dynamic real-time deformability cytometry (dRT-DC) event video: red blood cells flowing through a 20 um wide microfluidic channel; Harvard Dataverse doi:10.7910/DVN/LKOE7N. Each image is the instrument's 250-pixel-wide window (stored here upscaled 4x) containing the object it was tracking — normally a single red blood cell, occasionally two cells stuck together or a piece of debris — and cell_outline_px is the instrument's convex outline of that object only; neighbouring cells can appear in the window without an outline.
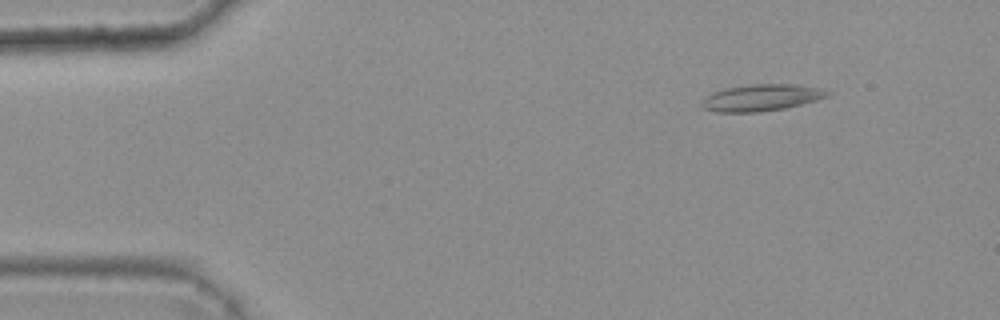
{"species": "common noctule bat (a hibernating species)", "species_latin": "Nyctalus noctula", "temperature_condition": "warm", "stored_images_in_passage": 4, "camera_frame_rate_fps": 3000, "um_per_image_px": 0.085, "animal": {"sex": "female", "body_mass_g": 25.1}, "frame": {"image": 1, "passage_image": 2, "time_ms": 0.333, "image_size_px": [1000, 320], "cell_outline_px": [[832, 92], [828, 96], [816, 100], [784, 108], [756, 112], [716, 112], [704, 108], [700, 104], [712, 92], [724, 88], [752, 84], [792, 84], [820, 88]], "centroid_in_image_um": [64.72, 8.29], "position_along_channel_um": 20.3, "area_um2": 19.31}}
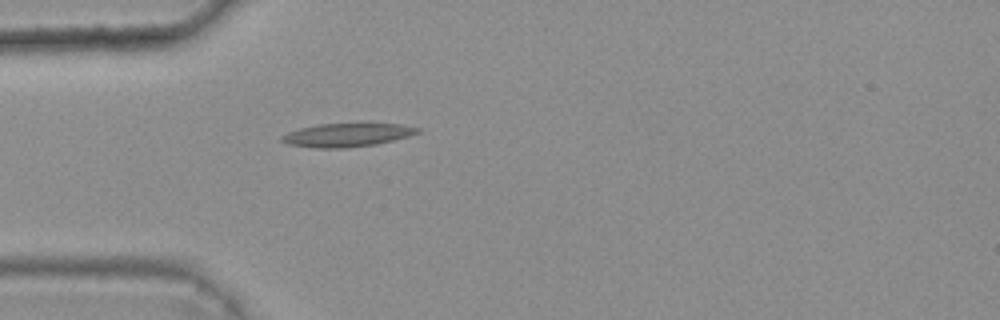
{"frame": {"image": 2, "passage_image": 4, "time_ms": 1.0, "image_size_px": [1000, 320], "cell_outline_px": [[420, 132], [408, 136], [376, 144], [344, 148], [316, 148], [288, 144], [280, 140], [280, 136], [288, 132], [300, 128], [320, 124], [400, 124], [420, 128]], "centroid_in_image_um": [29.47, 11.48], "position_along_channel_um": 55.5, "area_um2": 18.32}}